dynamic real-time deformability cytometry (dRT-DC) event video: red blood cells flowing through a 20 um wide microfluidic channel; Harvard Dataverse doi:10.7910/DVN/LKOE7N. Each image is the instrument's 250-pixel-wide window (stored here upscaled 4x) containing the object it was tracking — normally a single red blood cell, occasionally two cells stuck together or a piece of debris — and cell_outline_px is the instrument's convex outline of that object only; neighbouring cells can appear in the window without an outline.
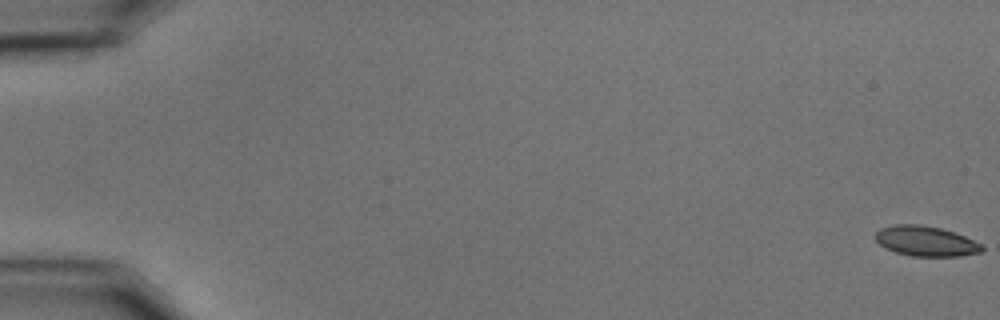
{"species": "common noctule bat (a hibernating species)", "species_latin": "Nyctalus noctula", "temperature_condition": "cold", "stored_images_in_passage": 12, "camera_frame_rate_fps": 3000, "um_per_image_px": 0.085, "animal": {"sex": "male", "body_mass_g": 15.6}, "frame": {"image": 1, "passage_image": 1, "time_ms": 0.0, "image_size_px": [1000, 320], "cell_outline_px": [[984, 252], [960, 256], [912, 256], [896, 252], [884, 248], [876, 240], [876, 232], [880, 228], [896, 224], [920, 224], [940, 228], [964, 236], [980, 244], [984, 248]], "centroid_in_image_um": [78.68, 20.5], "position_along_channel_um": 6.3, "area_um2": 18.61}}